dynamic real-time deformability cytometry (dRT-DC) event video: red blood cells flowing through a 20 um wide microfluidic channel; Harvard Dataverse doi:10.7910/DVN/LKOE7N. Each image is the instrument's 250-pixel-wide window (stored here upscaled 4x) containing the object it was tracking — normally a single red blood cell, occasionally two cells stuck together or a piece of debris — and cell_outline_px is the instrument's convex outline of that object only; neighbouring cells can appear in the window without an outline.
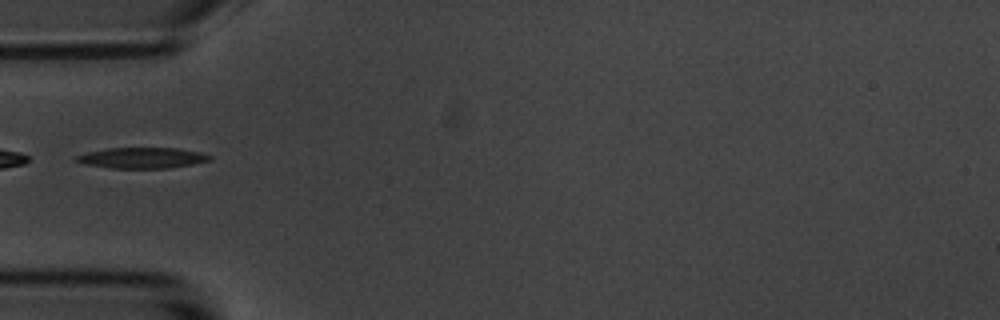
{"species": "common noctule bat (a hibernating species)", "species_latin": "Nyctalus noctula", "temperature_condition": "room temperature", "stored_images_in_passage": 6, "segment_of_instrument_passage": [2, 2], "camera_frame_rate_fps": 3000, "um_per_image_px": 0.085, "animal": {"sex": "male", "body_mass_g": 20.1, "forearm_length_mm": 53.5}, "frame": {"image": 1, "passage_image": 6, "time_ms": 5.667, "image_size_px": [1000, 320], "cell_outline_px": [[212, 160], [192, 164], [168, 168], [112, 168], [88, 164], [72, 160], [76, 156], [88, 152], [108, 148], [180, 148], [200, 152], [212, 156]], "centroid_in_image_um": [12.11, 13.41], "position_along_channel_um": 72.9, "area_um2": 16.07}}